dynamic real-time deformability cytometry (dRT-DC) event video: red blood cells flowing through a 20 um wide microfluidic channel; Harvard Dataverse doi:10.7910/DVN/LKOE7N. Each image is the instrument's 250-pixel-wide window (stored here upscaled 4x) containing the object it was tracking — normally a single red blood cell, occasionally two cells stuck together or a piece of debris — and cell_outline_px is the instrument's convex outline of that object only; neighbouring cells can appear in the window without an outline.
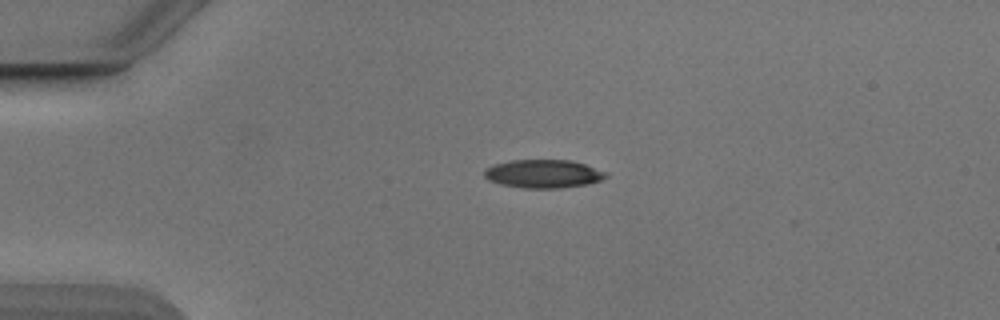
{"species": "Egyptian fruit bat (a non-hibernating species)", "species_latin": "Rousettus aegyptiacus", "temperature_condition": "cold", "stored_images_in_passage": 35, "camera_frame_rate_fps": 3000, "um_per_image_px": 0.085, "animal": {"sex": "male"}, "frame": {"image": 1, "passage_image": 1, "time_ms": 0.0, "image_size_px": [1000, 320], "cell_outline_px": [[608, 176], [600, 180], [588, 184], [560, 188], [524, 188], [500, 184], [488, 180], [484, 176], [484, 172], [492, 164], [512, 160], [568, 160], [584, 164], [608, 172]], "centroid_in_image_um": [46.18, 14.77], "position_along_channel_um": 38.8, "area_um2": 20.06}}
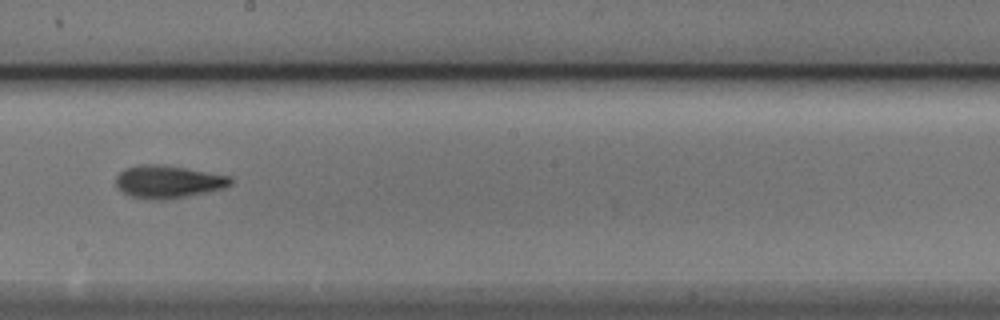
{"frame": {"image": 2, "passage_image": 19, "time_ms": 6.0, "image_size_px": [1000, 320], "cell_outline_px": [[232, 184], [224, 188], [208, 192], [168, 200], [152, 200], [128, 196], [116, 184], [116, 176], [124, 168], [140, 164], [156, 164], [184, 168], [232, 176]], "centroid_in_image_um": [14.3, 15.46], "position_along_channel_um": 233.9, "area_um2": 21.96}}
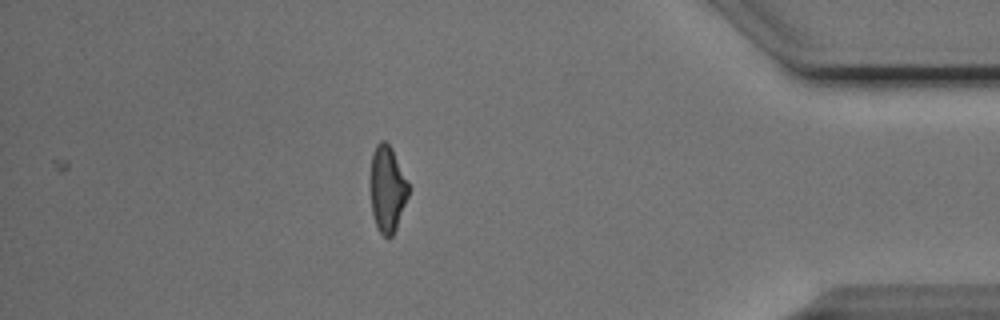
{"frame": {"image": 3, "passage_image": 35, "time_ms": 11.333, "image_size_px": [1000, 320], "cell_outline_px": [[408, 196], [396, 228], [392, 236], [388, 240], [380, 232], [376, 224], [372, 212], [372, 156], [376, 144], [380, 140], [384, 140], [392, 148], [408, 184]], "centroid_in_image_um": [32.94, 16.08], "position_along_channel_um": 402.3, "area_um2": 18.5}, "authors_computed_cell_mechanics": {"area_um2": 20.7502, "velocity_mm_per_s": 3.8781, "shape_relaxation_time_tau1_ms": 4.7494, "shape_relaxation_time_tau2_ms": 4.8261, "deformation_change_tau1": 0.1637, "deformation_change_tau2": 0.1481}}